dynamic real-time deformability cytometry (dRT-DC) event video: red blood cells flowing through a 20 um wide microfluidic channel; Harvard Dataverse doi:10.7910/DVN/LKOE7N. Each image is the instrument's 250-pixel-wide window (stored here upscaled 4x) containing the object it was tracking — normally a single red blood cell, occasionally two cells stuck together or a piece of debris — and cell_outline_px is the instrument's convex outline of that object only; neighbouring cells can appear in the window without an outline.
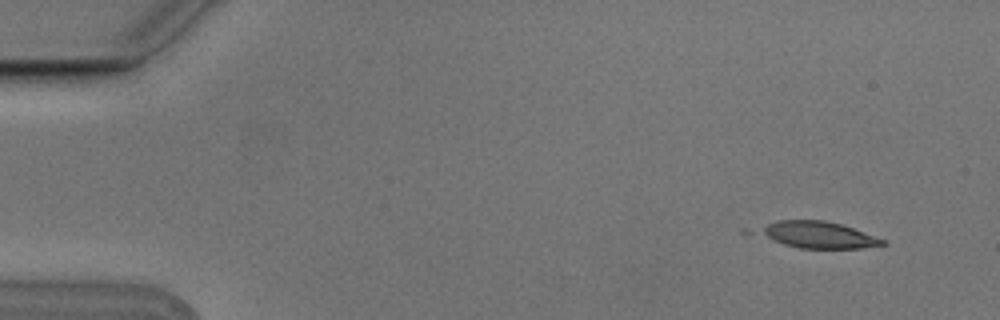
{"species": "Egyptian fruit bat (a non-hibernating species)", "species_latin": "Rousettus aegyptiacus", "temperature_condition": "cold", "stored_images_in_passage": 4, "camera_frame_rate_fps": 3000, "um_per_image_px": 0.085, "animal": {"sex": "male"}, "frame": {"image": 1, "passage_image": 1, "time_ms": 0.0, "image_size_px": [1000, 320], "cell_outline_px": [[888, 244], [860, 248], [800, 248], [784, 244], [760, 232], [760, 228], [776, 220], [824, 220], [840, 224], [888, 240]], "centroid_in_image_um": [69.66, 19.96], "position_along_channel_um": 15.3, "area_um2": 18.67}}
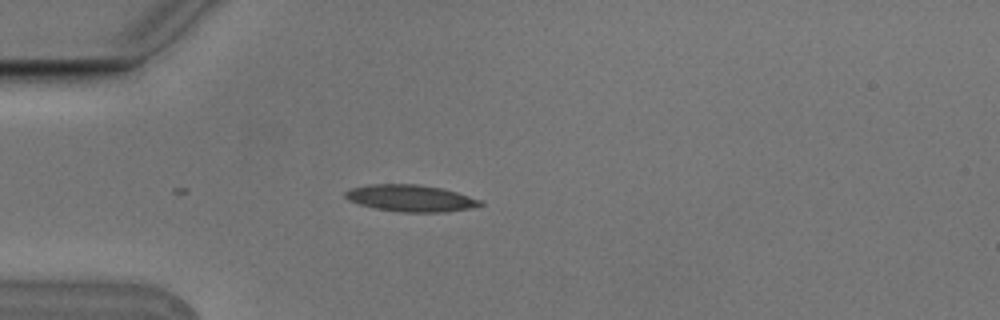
{"frame": {"image": 2, "passage_image": 4, "time_ms": 1.0, "image_size_px": [1000, 320], "cell_outline_px": [[484, 204], [472, 208], [444, 212], [400, 212], [376, 208], [360, 204], [348, 200], [344, 196], [344, 192], [352, 188], [368, 184], [416, 184], [440, 188], [456, 192], [480, 200]], "centroid_in_image_um": [34.88, 16.85], "position_along_channel_um": 50.1, "area_um2": 20.87}}